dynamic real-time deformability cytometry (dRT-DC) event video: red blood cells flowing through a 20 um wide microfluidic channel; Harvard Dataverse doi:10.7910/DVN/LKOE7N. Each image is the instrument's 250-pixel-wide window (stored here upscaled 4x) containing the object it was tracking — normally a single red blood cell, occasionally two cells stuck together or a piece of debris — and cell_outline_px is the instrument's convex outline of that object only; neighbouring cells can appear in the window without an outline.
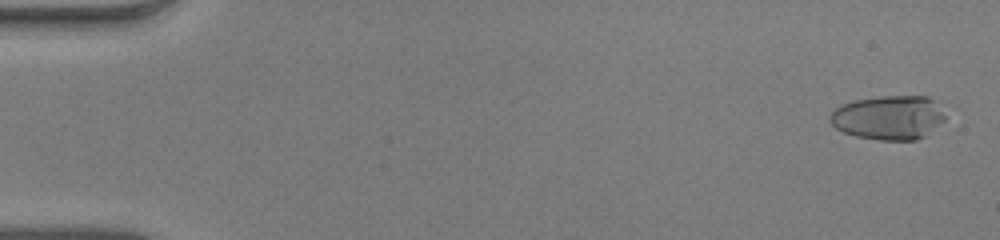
{"species": "human", "species_latin": "Homo sapiens", "temperature_condition": "warm", "stored_images_in_passage": 53, "camera_frame_rate_fps": 3000, "um_per_image_px": 0.085, "donor": {"sex": "male"}, "frame": {"image": 1, "passage_image": 2, "time_ms": 0.333, "image_size_px": [1000, 240], "cell_outline_px": [[944, 120], [924, 136], [916, 140], [880, 140], [856, 136], [844, 132], [836, 128], [828, 120], [828, 116], [840, 104], [852, 100], [880, 96], [928, 96], [932, 100], [944, 116]], "centroid_in_image_um": [75.45, 9.99], "position_along_channel_um": 9.5, "area_um2": 29.42}}
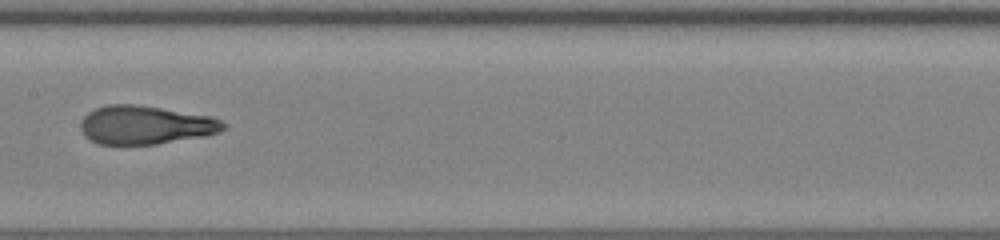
{"frame": {"image": 2, "passage_image": 28, "time_ms": 9.0, "image_size_px": [1000, 240], "cell_outline_px": [[228, 128], [220, 132], [204, 136], [156, 144], [100, 144], [88, 140], [84, 136], [80, 128], [80, 124], [84, 116], [88, 112], [96, 108], [108, 104], [136, 104], [212, 116], [228, 124]], "centroid_in_image_um": [12.38, 10.62], "position_along_channel_um": 195.0, "area_um2": 32.31}}
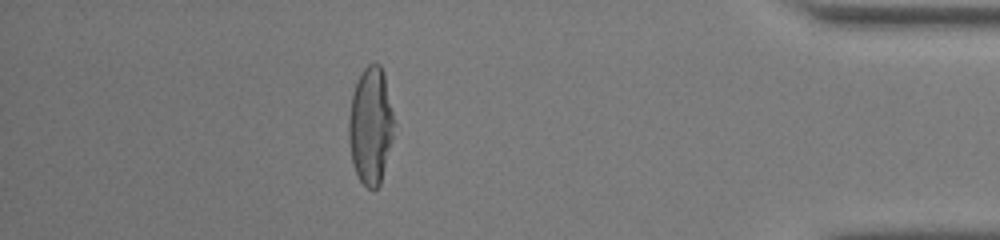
{"frame": {"image": 3, "passage_image": 47, "time_ms": 15.333, "image_size_px": [1000, 240], "cell_outline_px": [[396, 124], [380, 184], [372, 192], [360, 180], [356, 172], [352, 160], [348, 140], [348, 116], [352, 92], [364, 68], [368, 64], [380, 64], [384, 72]], "centroid_in_image_um": [31.51, 10.67], "position_along_channel_um": 403.7, "area_um2": 31.15}, "authors_computed_cell_mechanics": {"area_um2": 31.3276, "velocity_mm_per_s": 3.9622, "shape_relaxation_time_tau1_ms": 8.4184, "shape_relaxation_time_tau2_ms": 0.8947, "deformation_change_tau1": 0.3643, "deformation_change_tau2": 0.0813}}